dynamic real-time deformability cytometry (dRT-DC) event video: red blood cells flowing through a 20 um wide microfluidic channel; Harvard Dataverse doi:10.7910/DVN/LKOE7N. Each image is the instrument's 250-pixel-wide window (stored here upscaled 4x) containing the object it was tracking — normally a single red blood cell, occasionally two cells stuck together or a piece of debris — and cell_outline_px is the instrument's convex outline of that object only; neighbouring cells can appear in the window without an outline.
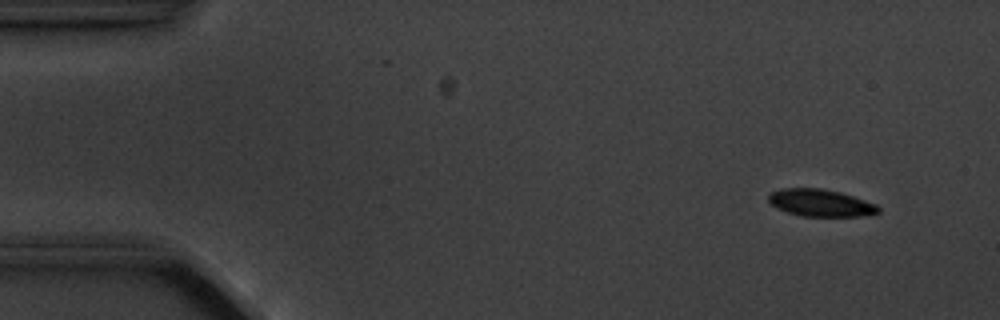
{"species": "common noctule bat (a hibernating species)", "species_latin": "Nyctalus noctula", "temperature_condition": "cold", "stored_images_in_passage": 5, "camera_frame_rate_fps": 3000, "um_per_image_px": 0.085, "animal": {"sex": "male", "body_mass_g": 20.1, "forearm_length_mm": 53.5}, "frame": {"image": 1, "passage_image": 2, "time_ms": 1.333, "image_size_px": [1000, 320], "cell_outline_px": [[880, 212], [860, 216], [800, 216], [788, 212], [772, 204], [768, 200], [768, 196], [772, 192], [780, 188], [820, 188], [840, 192], [876, 204], [880, 208]], "centroid_in_image_um": [69.75, 17.24], "position_along_channel_um": 15.2, "area_um2": 17.17}}
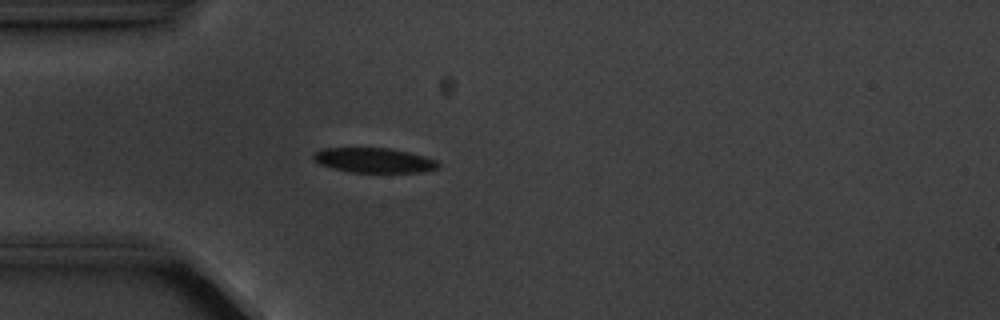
{"frame": {"image": 2, "passage_image": 5, "time_ms": 5.0, "image_size_px": [1000, 320], "cell_outline_px": [[440, 168], [424, 172], [352, 172], [332, 168], [320, 164], [312, 156], [312, 152], [324, 148], [388, 148], [408, 152], [424, 156], [436, 160], [440, 164]], "centroid_in_image_um": [31.81, 13.62], "position_along_channel_um": 53.2, "area_um2": 18.03}}